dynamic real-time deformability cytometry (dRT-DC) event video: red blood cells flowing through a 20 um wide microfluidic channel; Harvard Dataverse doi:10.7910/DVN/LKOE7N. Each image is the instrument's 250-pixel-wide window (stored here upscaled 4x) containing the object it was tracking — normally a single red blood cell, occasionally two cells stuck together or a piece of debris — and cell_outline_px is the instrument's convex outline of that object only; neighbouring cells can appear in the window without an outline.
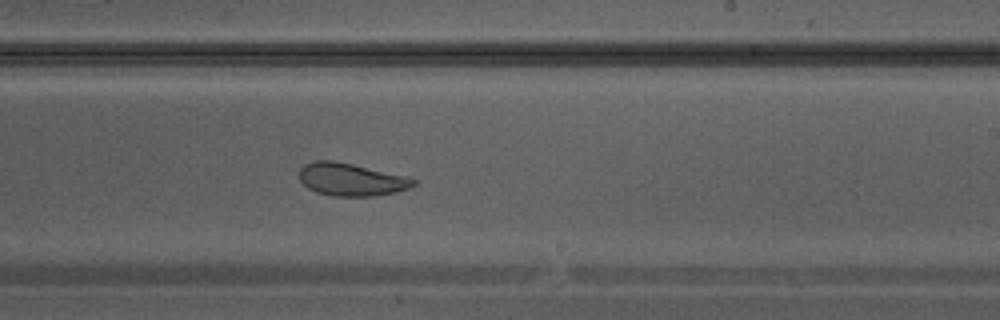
{"species": "Egyptian fruit bat (a non-hibernating species)", "species_latin": "Rousettus aegyptiacus", "temperature_condition": "warm", "stored_images_in_passage": 37, "camera_frame_rate_fps": 3000, "um_per_image_px": 0.085, "animal": {"sex": "male"}, "frame": {"image": 1, "passage_image": 22, "time_ms": 7.0, "image_size_px": [1000, 320], "cell_outline_px": [[416, 184], [408, 188], [396, 192], [372, 196], [332, 196], [316, 192], [308, 188], [300, 180], [300, 168], [304, 164], [316, 160], [332, 160], [352, 164], [408, 176], [416, 180]], "centroid_in_image_um": [29.85, 15.25], "position_along_channel_um": 259.2, "area_um2": 21.73}}